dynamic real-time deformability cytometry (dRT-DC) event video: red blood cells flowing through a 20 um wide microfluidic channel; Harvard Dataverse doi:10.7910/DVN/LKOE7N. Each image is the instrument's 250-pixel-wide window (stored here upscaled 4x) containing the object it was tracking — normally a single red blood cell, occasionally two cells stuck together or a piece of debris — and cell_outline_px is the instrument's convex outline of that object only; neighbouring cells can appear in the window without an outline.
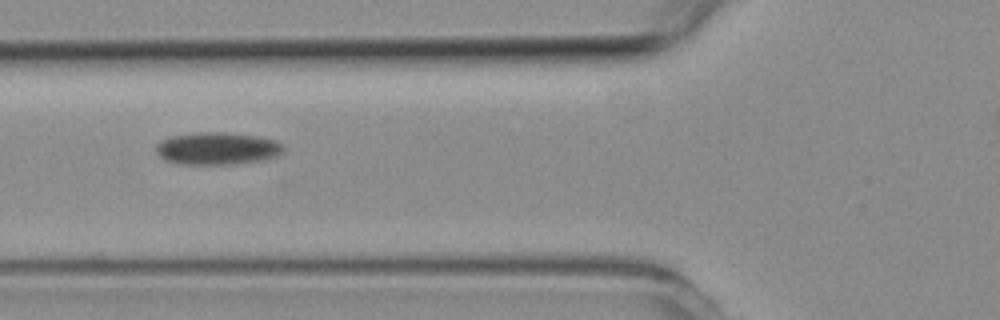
{"species": "common noctule bat (a hibernating species)", "species_latin": "Nyctalus noctula", "temperature_condition": "room temperature", "stored_images_in_passage": 7, "camera_frame_rate_fps": 3000, "um_per_image_px": 0.085, "animal": {"sex": "female", "body_mass_g": 19.3, "forearm_length_mm": 54.1}, "frame": {"image": 1, "passage_image": 5, "time_ms": 4.667, "image_size_px": [1000, 320], "cell_outline_px": [[284, 152], [280, 156], [264, 160], [232, 164], [180, 164], [164, 160], [156, 152], [156, 144], [160, 140], [172, 136], [196, 132], [220, 132], [256, 136], [276, 140], [284, 144]], "centroid_in_image_um": [18.5, 12.62], "position_along_channel_um": 107.3, "area_um2": 24.33}}
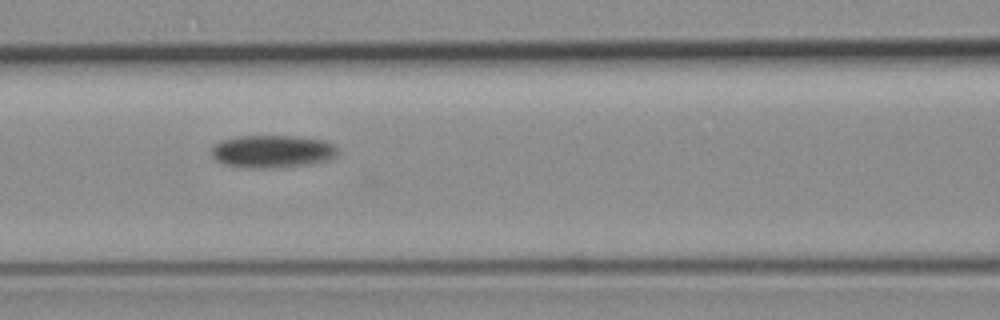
{"frame": {"image": 2, "passage_image": 6, "time_ms": 5.667, "image_size_px": [1000, 320], "cell_outline_px": [[336, 156], [328, 160], [312, 164], [276, 168], [244, 168], [224, 164], [216, 160], [212, 156], [212, 148], [216, 144], [224, 140], [236, 136], [296, 136], [324, 140], [332, 144], [336, 148]], "centroid_in_image_um": [23.15, 12.88], "position_along_channel_um": 143.4, "area_um2": 24.1}}
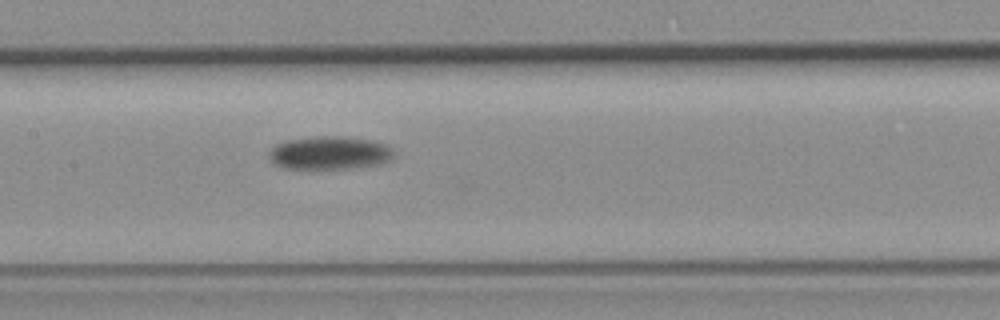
{"frame": {"image": 3, "passage_image": 7, "time_ms": 6.667, "image_size_px": [1000, 320], "cell_outline_px": [[396, 152], [388, 160], [380, 164], [352, 168], [284, 168], [272, 164], [268, 156], [268, 152], [276, 144], [288, 140], [316, 136], [344, 136], [372, 140], [388, 144]], "centroid_in_image_um": [28.02, 12.99], "position_along_channel_um": 179.4, "area_um2": 24.33}}